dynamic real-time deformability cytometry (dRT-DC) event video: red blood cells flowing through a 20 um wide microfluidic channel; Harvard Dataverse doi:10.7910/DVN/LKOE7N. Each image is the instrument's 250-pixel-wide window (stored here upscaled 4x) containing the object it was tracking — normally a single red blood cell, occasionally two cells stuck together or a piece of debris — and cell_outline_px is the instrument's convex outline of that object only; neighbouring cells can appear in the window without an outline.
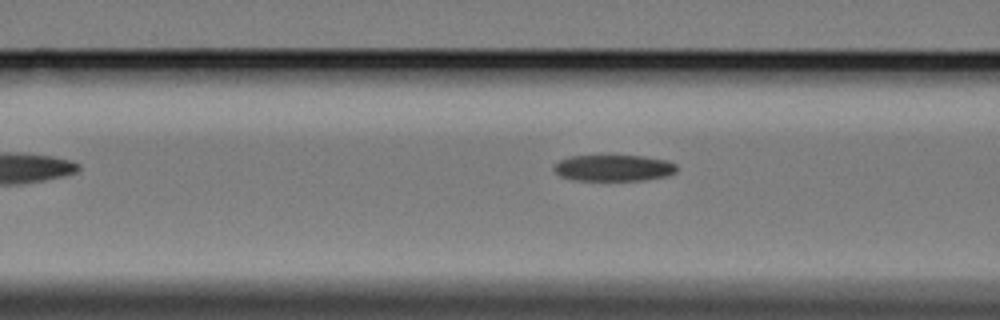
{"species": "Egyptian fruit bat (a non-hibernating species)", "species_latin": "Rousettus aegyptiacus", "temperature_condition": "cold", "stored_images_in_passage": 4, "segment_of_instrument_passage": [2, 2], "camera_frame_rate_fps": 3000, "um_per_image_px": 0.085, "animal": {"sex": "female"}, "frame": {"image": 1, "passage_image": 4, "time_ms": 4.667, "image_size_px": [1000, 320], "cell_outline_px": [[676, 172], [668, 176], [644, 180], [576, 180], [560, 176], [552, 168], [560, 160], [568, 156], [608, 152], [644, 156], [668, 160], [676, 164]], "centroid_in_image_um": [52.15, 14.21], "position_along_channel_um": 114.4, "area_um2": 19.94}}